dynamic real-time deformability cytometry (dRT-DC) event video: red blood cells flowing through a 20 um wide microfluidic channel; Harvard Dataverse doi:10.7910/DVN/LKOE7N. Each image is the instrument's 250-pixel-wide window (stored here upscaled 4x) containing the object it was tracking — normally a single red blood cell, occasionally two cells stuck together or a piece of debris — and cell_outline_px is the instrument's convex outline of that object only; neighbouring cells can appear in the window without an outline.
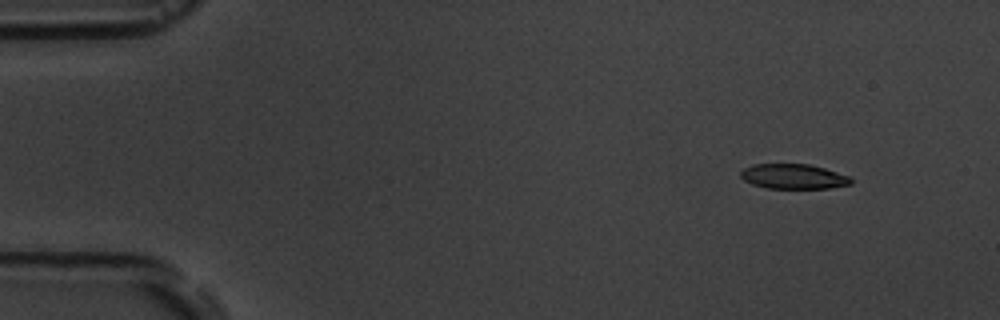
{"species": "common noctule bat (a hibernating species)", "species_latin": "Nyctalus noctula", "temperature_condition": "room temperature", "stored_images_in_passage": 4, "camera_frame_rate_fps": 3000, "um_per_image_px": 0.085, "animal": {"sex": "male", "body_mass_g": 19.5, "forearm_length_mm": 54.6}, "frame": {"image": 1, "passage_image": 1, "time_ms": 0.0, "image_size_px": [1000, 320], "cell_outline_px": [[852, 184], [832, 188], [768, 188], [752, 184], [744, 180], [740, 176], [740, 172], [744, 168], [752, 164], [808, 164], [824, 168], [852, 176]], "centroid_in_image_um": [67.48, 15.0], "position_along_channel_um": 17.5, "area_um2": 16.13}}
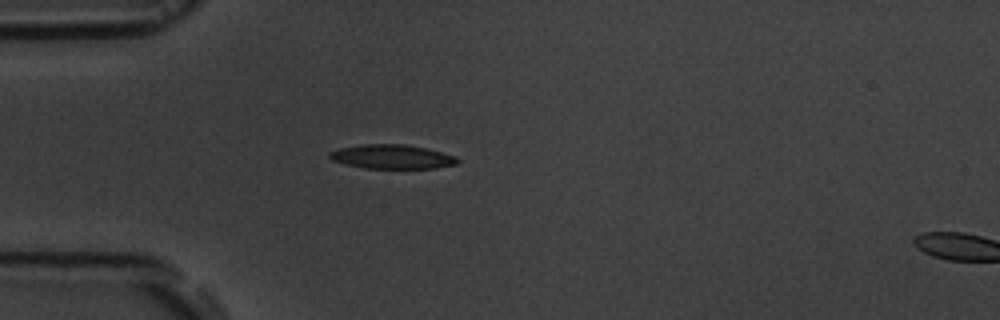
{"frame": {"image": 2, "passage_image": 3, "time_ms": 3.333, "image_size_px": [1000, 320], "cell_outline_px": [[460, 160], [456, 164], [436, 168], [364, 168], [344, 164], [332, 160], [328, 156], [328, 152], [340, 148], [360, 144], [404, 144], [428, 148], [456, 156]], "centroid_in_image_um": [33.31, 13.31], "position_along_channel_um": 51.7, "area_um2": 18.15}}